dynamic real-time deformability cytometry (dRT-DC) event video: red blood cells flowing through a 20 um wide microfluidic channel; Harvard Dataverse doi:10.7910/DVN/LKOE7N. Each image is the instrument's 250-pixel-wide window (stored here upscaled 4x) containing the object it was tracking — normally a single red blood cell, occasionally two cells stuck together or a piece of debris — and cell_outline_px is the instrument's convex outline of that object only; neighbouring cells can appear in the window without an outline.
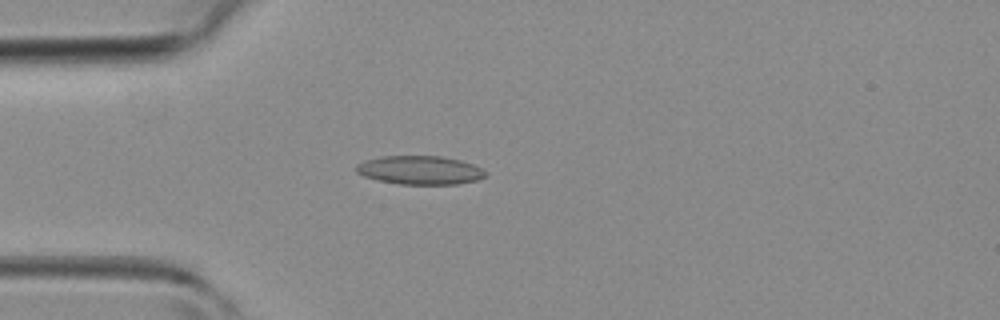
{"species": "common noctule bat (a hibernating species)", "species_latin": "Nyctalus noctula", "temperature_condition": "room temperature", "stored_images_in_passage": 33, "camera_frame_rate_fps": 3000, "um_per_image_px": 0.085, "animal": {"sex": "female", "body_mass_g": 19.3, "forearm_length_mm": 54.1}, "frame": {"image": 1, "passage_image": 1, "time_ms": 0.0, "image_size_px": [1000, 320], "cell_outline_px": [[488, 176], [476, 180], [456, 184], [400, 184], [380, 180], [364, 176], [356, 172], [356, 164], [364, 160], [380, 156], [440, 156], [460, 160], [472, 164], [488, 172]], "centroid_in_image_um": [35.7, 14.45], "position_along_channel_um": 49.3, "area_um2": 21.56}}
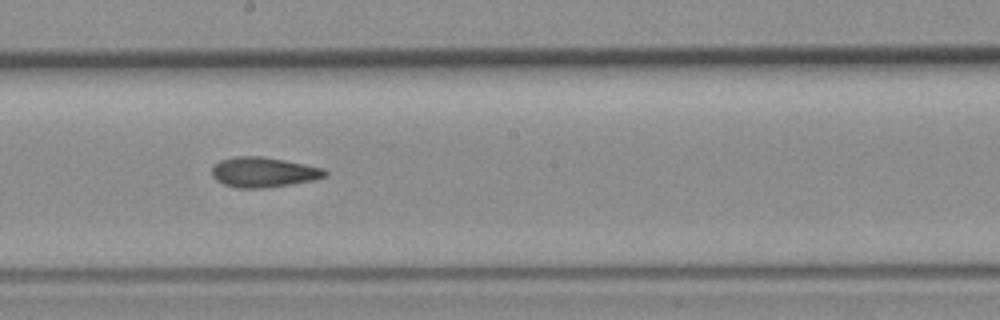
{"frame": {"image": 2, "passage_image": 13, "time_ms": 4.0, "image_size_px": [1000, 320], "cell_outline_px": [[328, 172], [324, 176], [312, 180], [292, 184], [264, 188], [236, 188], [224, 184], [216, 180], [212, 176], [212, 168], [220, 160], [236, 156], [264, 156], [324, 168]], "centroid_in_image_um": [22.38, 14.63], "position_along_channel_um": 225.8, "area_um2": 19.77}}
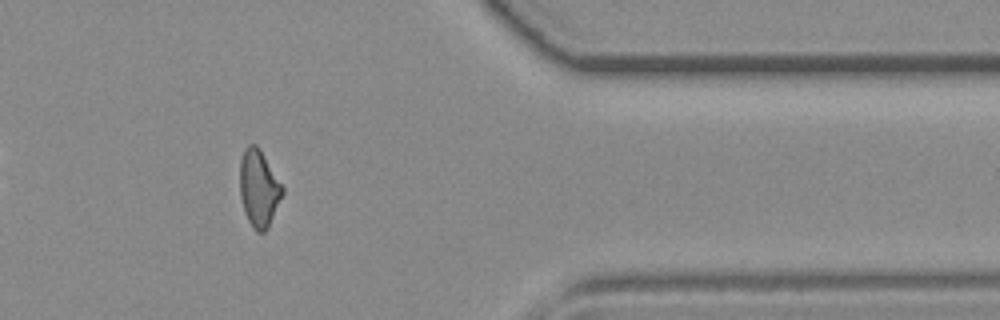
{"frame": {"image": 3, "passage_image": 25, "time_ms": 8.0, "image_size_px": [1000, 320], "cell_outline_px": [[284, 192], [268, 228], [264, 232], [256, 232], [252, 228], [244, 212], [240, 196], [240, 160], [244, 148], [248, 144], [256, 144], [260, 148], [284, 188]], "centroid_in_image_um": [21.99, 16.0], "position_along_channel_um": 389.4, "area_um2": 19.25}}